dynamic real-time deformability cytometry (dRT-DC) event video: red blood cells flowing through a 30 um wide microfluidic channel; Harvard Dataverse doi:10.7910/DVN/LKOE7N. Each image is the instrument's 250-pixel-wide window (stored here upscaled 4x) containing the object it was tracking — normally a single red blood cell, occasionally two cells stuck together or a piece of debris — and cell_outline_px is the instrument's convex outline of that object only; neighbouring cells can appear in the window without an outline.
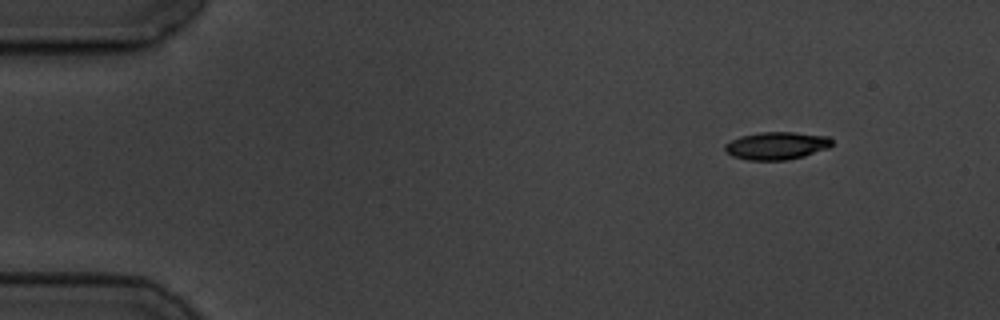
{"species": "common noctule bat (a hibernating species)", "species_latin": "Nyctalus noctula", "temperature_condition": "cold", "stored_images_in_passage": 52, "camera_frame_rate_fps": 3000, "um_per_image_px": 0.085, "animal": {"sex": "male", "body_mass_g": 19.5, "forearm_length_mm": 54.6}, "frame": {"image": 1, "passage_image": 1, "time_ms": 0.0, "image_size_px": [1000, 320], "cell_outline_px": [[832, 144], [828, 148], [804, 156], [788, 160], [748, 160], [732, 156], [724, 148], [724, 144], [740, 136], [760, 132], [792, 132], [828, 136], [832, 140]], "centroid_in_image_um": [66.01, 12.38], "position_along_channel_um": 19.0, "area_um2": 17.22}}
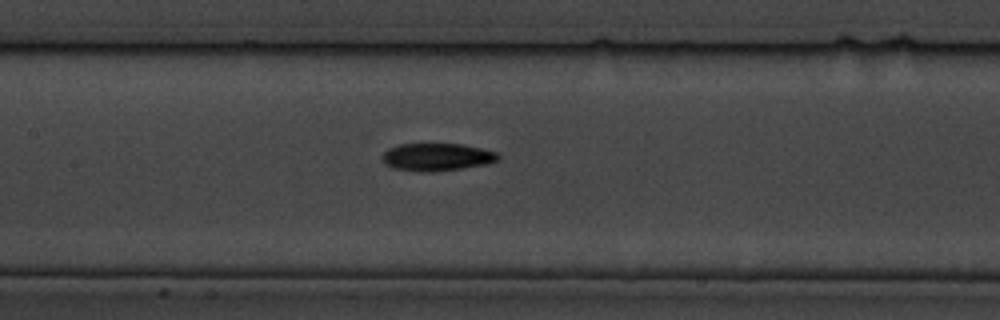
{"frame": {"image": 2, "passage_image": 22, "time_ms": 7.0, "image_size_px": [1000, 320], "cell_outline_px": [[500, 160], [488, 164], [432, 172], [420, 172], [392, 168], [384, 164], [384, 152], [388, 148], [400, 144], [464, 144], [496, 152], [500, 156]], "centroid_in_image_um": [37.15, 13.35], "position_along_channel_um": 170.2, "area_um2": 18.67}}
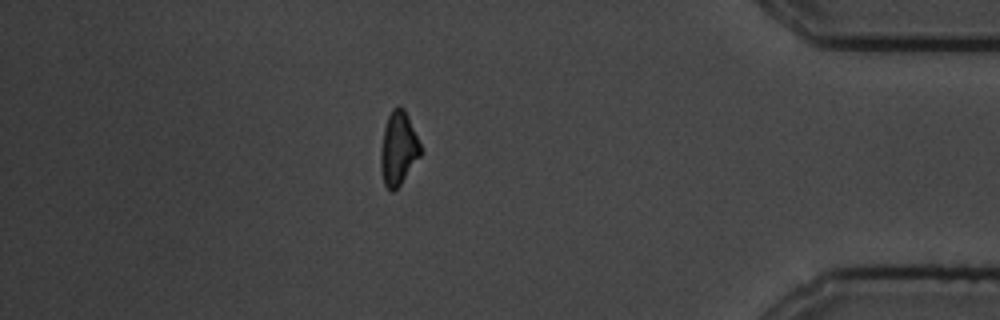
{"frame": {"image": 3, "passage_image": 45, "time_ms": 14.667, "image_size_px": [1000, 320], "cell_outline_px": [[420, 156], [400, 184], [392, 192], [384, 184], [380, 168], [380, 148], [384, 128], [388, 116], [392, 108], [404, 108], [408, 116], [420, 144]], "centroid_in_image_um": [33.83, 12.62], "position_along_channel_um": 401.4, "area_um2": 16.76}, "authors_computed_cell_mechanics": {"area_um2": 17.7735, "velocity_mm_per_s": 3.4879, "shape_relaxation_time_tau1_ms": 5.2785, "shape_relaxation_time_tau2_ms": 6.7269, "deformation_change_tau1": 0.2153, "deformation_change_tau2": 0.1334}}